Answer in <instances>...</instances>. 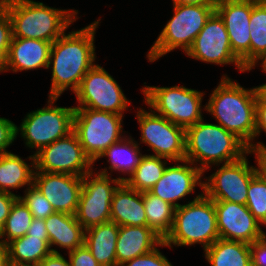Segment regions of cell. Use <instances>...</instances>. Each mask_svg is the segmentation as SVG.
Returning a JSON list of instances; mask_svg holds the SVG:
<instances>
[{"mask_svg":"<svg viewBox=\"0 0 266 266\" xmlns=\"http://www.w3.org/2000/svg\"><path fill=\"white\" fill-rule=\"evenodd\" d=\"M140 90L143 104L154 113L165 117L170 122L185 130L202 120L206 105L202 104L205 91L191 89L186 86L175 85L158 87L146 85ZM203 108V109H202Z\"/></svg>","mask_w":266,"mask_h":266,"instance_id":"52a82bcc","label":"cell"},{"mask_svg":"<svg viewBox=\"0 0 266 266\" xmlns=\"http://www.w3.org/2000/svg\"><path fill=\"white\" fill-rule=\"evenodd\" d=\"M23 192L24 195H19L18 198L30 210L33 218L45 220L55 213L53 206L34 185L29 186Z\"/></svg>","mask_w":266,"mask_h":266,"instance_id":"836d02e7","label":"cell"},{"mask_svg":"<svg viewBox=\"0 0 266 266\" xmlns=\"http://www.w3.org/2000/svg\"><path fill=\"white\" fill-rule=\"evenodd\" d=\"M83 176L35 171L33 185L46 197L55 212L75 215Z\"/></svg>","mask_w":266,"mask_h":266,"instance_id":"d6986e66","label":"cell"},{"mask_svg":"<svg viewBox=\"0 0 266 266\" xmlns=\"http://www.w3.org/2000/svg\"><path fill=\"white\" fill-rule=\"evenodd\" d=\"M172 4L217 5L218 0H171Z\"/></svg>","mask_w":266,"mask_h":266,"instance_id":"bcb514c9","label":"cell"},{"mask_svg":"<svg viewBox=\"0 0 266 266\" xmlns=\"http://www.w3.org/2000/svg\"><path fill=\"white\" fill-rule=\"evenodd\" d=\"M247 156L249 152L237 161L214 165L215 171L203 176V193L211 200L246 205L249 183L256 174L255 165H250Z\"/></svg>","mask_w":266,"mask_h":266,"instance_id":"4fadbf2b","label":"cell"},{"mask_svg":"<svg viewBox=\"0 0 266 266\" xmlns=\"http://www.w3.org/2000/svg\"><path fill=\"white\" fill-rule=\"evenodd\" d=\"M167 248V244L162 242L151 252L124 262L120 266H174L171 261L160 251V248Z\"/></svg>","mask_w":266,"mask_h":266,"instance_id":"e575fe53","label":"cell"},{"mask_svg":"<svg viewBox=\"0 0 266 266\" xmlns=\"http://www.w3.org/2000/svg\"><path fill=\"white\" fill-rule=\"evenodd\" d=\"M8 1H11V0H0V5H3L5 3H7Z\"/></svg>","mask_w":266,"mask_h":266,"instance_id":"f907efd6","label":"cell"},{"mask_svg":"<svg viewBox=\"0 0 266 266\" xmlns=\"http://www.w3.org/2000/svg\"><path fill=\"white\" fill-rule=\"evenodd\" d=\"M101 17L78 30L64 33L52 43L48 69L51 86L48 97H61L69 90L74 93L85 74L96 64L95 34Z\"/></svg>","mask_w":266,"mask_h":266,"instance_id":"6da1fadb","label":"cell"},{"mask_svg":"<svg viewBox=\"0 0 266 266\" xmlns=\"http://www.w3.org/2000/svg\"><path fill=\"white\" fill-rule=\"evenodd\" d=\"M52 42L12 37L5 60V73L48 69Z\"/></svg>","mask_w":266,"mask_h":266,"instance_id":"ffe728a7","label":"cell"},{"mask_svg":"<svg viewBox=\"0 0 266 266\" xmlns=\"http://www.w3.org/2000/svg\"><path fill=\"white\" fill-rule=\"evenodd\" d=\"M27 235L36 237H49L46 230L45 220L33 218L31 225L28 228Z\"/></svg>","mask_w":266,"mask_h":266,"instance_id":"ee69618b","label":"cell"},{"mask_svg":"<svg viewBox=\"0 0 266 266\" xmlns=\"http://www.w3.org/2000/svg\"><path fill=\"white\" fill-rule=\"evenodd\" d=\"M37 266H70L68 260L61 253H51L46 256Z\"/></svg>","mask_w":266,"mask_h":266,"instance_id":"7bdbcfd3","label":"cell"},{"mask_svg":"<svg viewBox=\"0 0 266 266\" xmlns=\"http://www.w3.org/2000/svg\"><path fill=\"white\" fill-rule=\"evenodd\" d=\"M250 247L248 243L219 238L203 255L211 266H252Z\"/></svg>","mask_w":266,"mask_h":266,"instance_id":"83f0119b","label":"cell"},{"mask_svg":"<svg viewBox=\"0 0 266 266\" xmlns=\"http://www.w3.org/2000/svg\"><path fill=\"white\" fill-rule=\"evenodd\" d=\"M12 23V37L54 42L79 20V11L33 0H11L1 5Z\"/></svg>","mask_w":266,"mask_h":266,"instance_id":"3957f363","label":"cell"},{"mask_svg":"<svg viewBox=\"0 0 266 266\" xmlns=\"http://www.w3.org/2000/svg\"><path fill=\"white\" fill-rule=\"evenodd\" d=\"M249 154L255 156L256 173L266 182V147L249 148Z\"/></svg>","mask_w":266,"mask_h":266,"instance_id":"60d3db41","label":"cell"},{"mask_svg":"<svg viewBox=\"0 0 266 266\" xmlns=\"http://www.w3.org/2000/svg\"><path fill=\"white\" fill-rule=\"evenodd\" d=\"M122 182L110 175H104L92 169L83 176L77 221L84 230L110 221L112 197Z\"/></svg>","mask_w":266,"mask_h":266,"instance_id":"7c38bea8","label":"cell"},{"mask_svg":"<svg viewBox=\"0 0 266 266\" xmlns=\"http://www.w3.org/2000/svg\"><path fill=\"white\" fill-rule=\"evenodd\" d=\"M246 206L266 228V182L257 173L249 183Z\"/></svg>","mask_w":266,"mask_h":266,"instance_id":"d6a6232c","label":"cell"},{"mask_svg":"<svg viewBox=\"0 0 266 266\" xmlns=\"http://www.w3.org/2000/svg\"><path fill=\"white\" fill-rule=\"evenodd\" d=\"M135 111L140 134V144L147 145L151 155L163 157L175 163L185 160V129L154 113L149 107Z\"/></svg>","mask_w":266,"mask_h":266,"instance_id":"8fae6325","label":"cell"},{"mask_svg":"<svg viewBox=\"0 0 266 266\" xmlns=\"http://www.w3.org/2000/svg\"><path fill=\"white\" fill-rule=\"evenodd\" d=\"M20 194H11L0 191V231L3 228L6 218L10 214L14 202Z\"/></svg>","mask_w":266,"mask_h":266,"instance_id":"ab89813d","label":"cell"},{"mask_svg":"<svg viewBox=\"0 0 266 266\" xmlns=\"http://www.w3.org/2000/svg\"><path fill=\"white\" fill-rule=\"evenodd\" d=\"M219 238L252 244L264 235L263 225L246 205L224 200H213Z\"/></svg>","mask_w":266,"mask_h":266,"instance_id":"2e32d148","label":"cell"},{"mask_svg":"<svg viewBox=\"0 0 266 266\" xmlns=\"http://www.w3.org/2000/svg\"><path fill=\"white\" fill-rule=\"evenodd\" d=\"M206 112L217 124L235 134L249 148L266 147L255 141V96L252 88L223 74L205 103Z\"/></svg>","mask_w":266,"mask_h":266,"instance_id":"7a4b0ae2","label":"cell"},{"mask_svg":"<svg viewBox=\"0 0 266 266\" xmlns=\"http://www.w3.org/2000/svg\"><path fill=\"white\" fill-rule=\"evenodd\" d=\"M261 67L260 70L266 74V53L263 54L260 58H258L249 69H246L245 72H250L252 70H255V67Z\"/></svg>","mask_w":266,"mask_h":266,"instance_id":"c3c4849f","label":"cell"},{"mask_svg":"<svg viewBox=\"0 0 266 266\" xmlns=\"http://www.w3.org/2000/svg\"><path fill=\"white\" fill-rule=\"evenodd\" d=\"M10 266H37L52 253L49 237L24 235L8 244Z\"/></svg>","mask_w":266,"mask_h":266,"instance_id":"4316f807","label":"cell"},{"mask_svg":"<svg viewBox=\"0 0 266 266\" xmlns=\"http://www.w3.org/2000/svg\"><path fill=\"white\" fill-rule=\"evenodd\" d=\"M215 11L224 21L233 54L249 69L252 0H218Z\"/></svg>","mask_w":266,"mask_h":266,"instance_id":"ac0fdd59","label":"cell"},{"mask_svg":"<svg viewBox=\"0 0 266 266\" xmlns=\"http://www.w3.org/2000/svg\"><path fill=\"white\" fill-rule=\"evenodd\" d=\"M35 171L84 176L94 167L74 131L34 154Z\"/></svg>","mask_w":266,"mask_h":266,"instance_id":"9a60e30c","label":"cell"},{"mask_svg":"<svg viewBox=\"0 0 266 266\" xmlns=\"http://www.w3.org/2000/svg\"><path fill=\"white\" fill-rule=\"evenodd\" d=\"M172 6L171 19L167 21L146 53L150 63L158 61L176 49L185 54L216 7V5L195 4H172Z\"/></svg>","mask_w":266,"mask_h":266,"instance_id":"8992f818","label":"cell"},{"mask_svg":"<svg viewBox=\"0 0 266 266\" xmlns=\"http://www.w3.org/2000/svg\"><path fill=\"white\" fill-rule=\"evenodd\" d=\"M141 147L138 145V140L132 138L131 135H126L119 142L112 144L108 147L99 157L107 158L108 167H104L101 169L93 168L96 172L104 175L113 176V171L119 176L117 178L121 182H126L128 178L135 172L136 167L138 166L143 152L141 151ZM110 164V165H109ZM124 177H123V176ZM122 176V177H121ZM127 176V177H126Z\"/></svg>","mask_w":266,"mask_h":266,"instance_id":"44dd1931","label":"cell"},{"mask_svg":"<svg viewBox=\"0 0 266 266\" xmlns=\"http://www.w3.org/2000/svg\"><path fill=\"white\" fill-rule=\"evenodd\" d=\"M124 116L90 108H75L73 131L94 167L98 157L108 147L127 135L128 131H123Z\"/></svg>","mask_w":266,"mask_h":266,"instance_id":"9c48e42d","label":"cell"},{"mask_svg":"<svg viewBox=\"0 0 266 266\" xmlns=\"http://www.w3.org/2000/svg\"><path fill=\"white\" fill-rule=\"evenodd\" d=\"M16 125L9 118L0 117V155L8 153V148L14 145V141L17 139L16 136Z\"/></svg>","mask_w":266,"mask_h":266,"instance_id":"8d00e7d4","label":"cell"},{"mask_svg":"<svg viewBox=\"0 0 266 266\" xmlns=\"http://www.w3.org/2000/svg\"><path fill=\"white\" fill-rule=\"evenodd\" d=\"M0 266H10L8 245L0 241Z\"/></svg>","mask_w":266,"mask_h":266,"instance_id":"7dc6e473","label":"cell"},{"mask_svg":"<svg viewBox=\"0 0 266 266\" xmlns=\"http://www.w3.org/2000/svg\"><path fill=\"white\" fill-rule=\"evenodd\" d=\"M33 220V215L26 205L18 198L6 218L5 224L0 231V241L8 244L13 239L23 237Z\"/></svg>","mask_w":266,"mask_h":266,"instance_id":"1f68e13d","label":"cell"},{"mask_svg":"<svg viewBox=\"0 0 266 266\" xmlns=\"http://www.w3.org/2000/svg\"><path fill=\"white\" fill-rule=\"evenodd\" d=\"M256 105H266V83L252 87Z\"/></svg>","mask_w":266,"mask_h":266,"instance_id":"f6af8a7d","label":"cell"},{"mask_svg":"<svg viewBox=\"0 0 266 266\" xmlns=\"http://www.w3.org/2000/svg\"><path fill=\"white\" fill-rule=\"evenodd\" d=\"M73 94L78 104L74 108H90L125 115L131 104L118 81L97 63L85 74Z\"/></svg>","mask_w":266,"mask_h":266,"instance_id":"30bf717a","label":"cell"},{"mask_svg":"<svg viewBox=\"0 0 266 266\" xmlns=\"http://www.w3.org/2000/svg\"><path fill=\"white\" fill-rule=\"evenodd\" d=\"M12 39V23L8 12L0 5V55L6 60Z\"/></svg>","mask_w":266,"mask_h":266,"instance_id":"d590c367","label":"cell"},{"mask_svg":"<svg viewBox=\"0 0 266 266\" xmlns=\"http://www.w3.org/2000/svg\"><path fill=\"white\" fill-rule=\"evenodd\" d=\"M118 233L119 226L112 221L85 230L84 244L101 266H117Z\"/></svg>","mask_w":266,"mask_h":266,"instance_id":"484cf974","label":"cell"},{"mask_svg":"<svg viewBox=\"0 0 266 266\" xmlns=\"http://www.w3.org/2000/svg\"><path fill=\"white\" fill-rule=\"evenodd\" d=\"M200 120L185 130V159L205 175L212 166L237 161L249 147L217 123Z\"/></svg>","mask_w":266,"mask_h":266,"instance_id":"277c9868","label":"cell"},{"mask_svg":"<svg viewBox=\"0 0 266 266\" xmlns=\"http://www.w3.org/2000/svg\"><path fill=\"white\" fill-rule=\"evenodd\" d=\"M175 162L172 166L169 162L163 176L149 192L178 208L182 205L179 201L190 202L187 196L194 194L197 187L203 190V172L186 159Z\"/></svg>","mask_w":266,"mask_h":266,"instance_id":"e0dca14e","label":"cell"},{"mask_svg":"<svg viewBox=\"0 0 266 266\" xmlns=\"http://www.w3.org/2000/svg\"><path fill=\"white\" fill-rule=\"evenodd\" d=\"M162 242L163 238L148 226H119L116 242L117 266L151 252Z\"/></svg>","mask_w":266,"mask_h":266,"instance_id":"7402d4cb","label":"cell"},{"mask_svg":"<svg viewBox=\"0 0 266 266\" xmlns=\"http://www.w3.org/2000/svg\"><path fill=\"white\" fill-rule=\"evenodd\" d=\"M66 255H68L70 266H101L85 244Z\"/></svg>","mask_w":266,"mask_h":266,"instance_id":"74e56055","label":"cell"},{"mask_svg":"<svg viewBox=\"0 0 266 266\" xmlns=\"http://www.w3.org/2000/svg\"><path fill=\"white\" fill-rule=\"evenodd\" d=\"M169 159L144 154L135 169V172L126 180V184L139 192L149 191L163 176Z\"/></svg>","mask_w":266,"mask_h":266,"instance_id":"f1b7e54d","label":"cell"},{"mask_svg":"<svg viewBox=\"0 0 266 266\" xmlns=\"http://www.w3.org/2000/svg\"><path fill=\"white\" fill-rule=\"evenodd\" d=\"M252 266H266V232L260 240L251 244Z\"/></svg>","mask_w":266,"mask_h":266,"instance_id":"f35d334b","label":"cell"},{"mask_svg":"<svg viewBox=\"0 0 266 266\" xmlns=\"http://www.w3.org/2000/svg\"><path fill=\"white\" fill-rule=\"evenodd\" d=\"M143 204L148 227L164 239L172 228L175 207L149 191L143 192Z\"/></svg>","mask_w":266,"mask_h":266,"instance_id":"f546056e","label":"cell"},{"mask_svg":"<svg viewBox=\"0 0 266 266\" xmlns=\"http://www.w3.org/2000/svg\"><path fill=\"white\" fill-rule=\"evenodd\" d=\"M58 100L59 97H48L44 107L29 111L20 126L16 125V136L20 135L32 155L73 131L75 108L59 107L55 105Z\"/></svg>","mask_w":266,"mask_h":266,"instance_id":"ba28073f","label":"cell"},{"mask_svg":"<svg viewBox=\"0 0 266 266\" xmlns=\"http://www.w3.org/2000/svg\"><path fill=\"white\" fill-rule=\"evenodd\" d=\"M266 134V105L255 106V140L262 133Z\"/></svg>","mask_w":266,"mask_h":266,"instance_id":"b9f144b4","label":"cell"},{"mask_svg":"<svg viewBox=\"0 0 266 266\" xmlns=\"http://www.w3.org/2000/svg\"><path fill=\"white\" fill-rule=\"evenodd\" d=\"M110 221L118 226H148L143 192L122 182L112 197Z\"/></svg>","mask_w":266,"mask_h":266,"instance_id":"603a6c76","label":"cell"},{"mask_svg":"<svg viewBox=\"0 0 266 266\" xmlns=\"http://www.w3.org/2000/svg\"><path fill=\"white\" fill-rule=\"evenodd\" d=\"M200 191L175 208L172 228L163 239L169 249L200 244L205 250L219 239L214 201Z\"/></svg>","mask_w":266,"mask_h":266,"instance_id":"5b68a950","label":"cell"},{"mask_svg":"<svg viewBox=\"0 0 266 266\" xmlns=\"http://www.w3.org/2000/svg\"><path fill=\"white\" fill-rule=\"evenodd\" d=\"M250 67L266 53V0H252L250 17Z\"/></svg>","mask_w":266,"mask_h":266,"instance_id":"4dcf8cb0","label":"cell"},{"mask_svg":"<svg viewBox=\"0 0 266 266\" xmlns=\"http://www.w3.org/2000/svg\"><path fill=\"white\" fill-rule=\"evenodd\" d=\"M185 55L205 64L234 65L239 73L246 71L233 54L224 21L216 11L207 20Z\"/></svg>","mask_w":266,"mask_h":266,"instance_id":"5bb4252c","label":"cell"},{"mask_svg":"<svg viewBox=\"0 0 266 266\" xmlns=\"http://www.w3.org/2000/svg\"><path fill=\"white\" fill-rule=\"evenodd\" d=\"M28 159V161H27ZM26 160V161H25ZM35 173L34 155L23 159L8 152L0 155V191L16 194L11 190H24L33 185ZM26 187V188H25Z\"/></svg>","mask_w":266,"mask_h":266,"instance_id":"d4e9b609","label":"cell"},{"mask_svg":"<svg viewBox=\"0 0 266 266\" xmlns=\"http://www.w3.org/2000/svg\"><path fill=\"white\" fill-rule=\"evenodd\" d=\"M45 225L53 253H61L58 248L68 253L84 244L85 230L75 215L55 212L45 219Z\"/></svg>","mask_w":266,"mask_h":266,"instance_id":"cb8c5ba5","label":"cell"},{"mask_svg":"<svg viewBox=\"0 0 266 266\" xmlns=\"http://www.w3.org/2000/svg\"><path fill=\"white\" fill-rule=\"evenodd\" d=\"M5 72V59L0 55V74Z\"/></svg>","mask_w":266,"mask_h":266,"instance_id":"681fc988","label":"cell"}]
</instances>
